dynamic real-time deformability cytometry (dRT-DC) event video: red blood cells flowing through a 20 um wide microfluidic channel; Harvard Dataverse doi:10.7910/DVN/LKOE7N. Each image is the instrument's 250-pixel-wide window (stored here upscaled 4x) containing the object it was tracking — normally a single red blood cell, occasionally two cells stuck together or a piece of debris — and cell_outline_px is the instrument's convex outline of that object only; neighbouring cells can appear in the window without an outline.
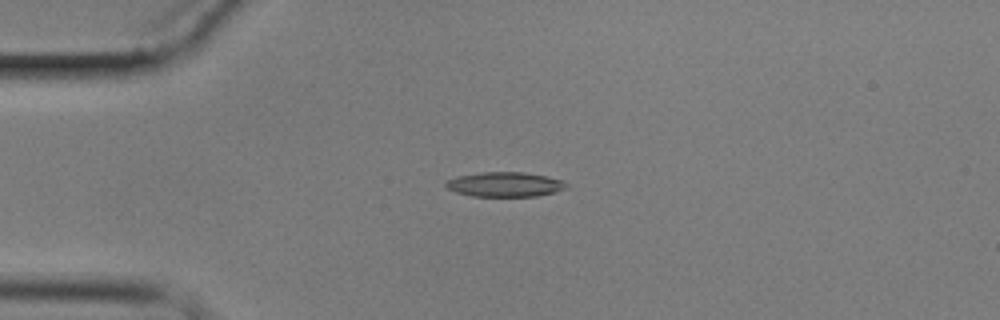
{"species": "common noctule bat (a hibernating species)", "species_latin": "Nyctalus noctula", "temperature_condition": "cold", "stored_images_in_passage": 2, "camera_frame_rate_fps": 3000, "um_per_image_px": 0.085, "animal": {"sex": "male", "body_mass_g": 17.9}, "frame": {"image": 1, "passage_image": 1, "time_ms": 0.0, "image_size_px": [1000, 320], "cell_outline_px": [[568, 188], [556, 192], [536, 196], [472, 196], [456, 192], [448, 188], [444, 184], [444, 180], [456, 176], [484, 172], [524, 172], [548, 176], [564, 180], [568, 184]], "centroid_in_image_um": [42.94, 15.67], "position_along_channel_um": 42.1, "area_um2": 17.57}}